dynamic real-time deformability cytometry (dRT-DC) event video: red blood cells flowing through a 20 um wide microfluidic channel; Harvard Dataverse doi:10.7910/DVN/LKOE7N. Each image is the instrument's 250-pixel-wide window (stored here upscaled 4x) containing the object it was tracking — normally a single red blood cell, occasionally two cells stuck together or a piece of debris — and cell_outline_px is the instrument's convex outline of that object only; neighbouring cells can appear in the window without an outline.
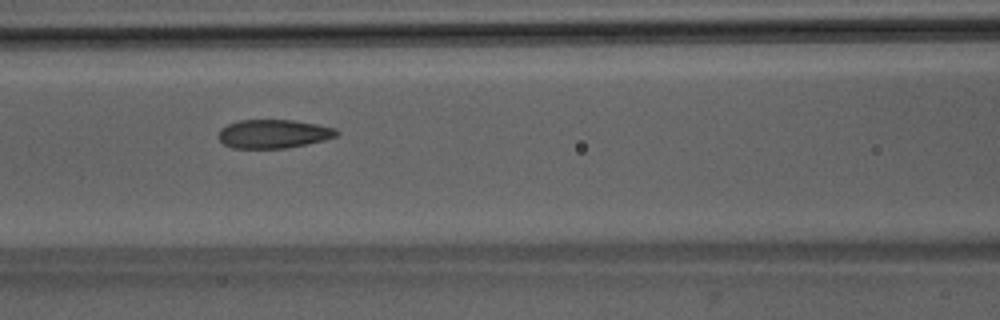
{"species": "Egyptian fruit bat (a non-hibernating species)", "species_latin": "Rousettus aegyptiacus", "temperature_condition": "room temperature", "stored_images_in_passage": 39, "camera_frame_rate_fps": 3000, "um_per_image_px": 0.085, "animal": {"sex": "male"}, "frame": {"image": 1, "passage_image": 10, "time_ms": 3.0, "image_size_px": [1000, 320], "cell_outline_px": [[340, 132], [336, 136], [324, 140], [308, 144], [284, 148], [232, 148], [224, 144], [216, 136], [220, 128], [228, 124], [240, 120], [292, 120], [316, 124], [336, 128]], "centroid_in_image_um": [23.23, 11.38], "position_along_channel_um": 143.4, "area_um2": 19.83}}
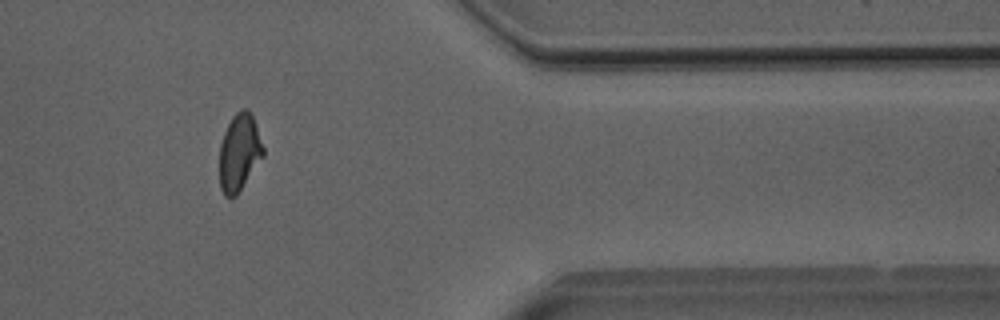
{"frame": {"image": 2, "passage_image": 30, "time_ms": 9.667, "image_size_px": [1000, 320], "cell_outline_px": [[264, 156], [236, 196], [224, 196], [220, 188], [220, 144], [224, 132], [232, 116], [240, 108], [248, 108], [252, 112], [264, 148]], "centroid_in_image_um": [20.35, 12.92], "position_along_channel_um": 391.0, "area_um2": 19.83}}
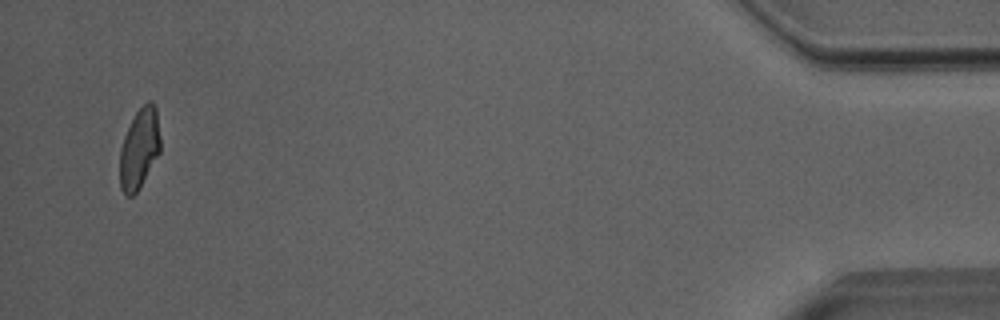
{"frame": {"image": 3, "passage_image": 37, "time_ms": 12.0, "image_size_px": [1000, 320], "cell_outline_px": [[160, 152], [136, 192], [132, 196], [124, 196], [120, 188], [120, 148], [124, 136], [136, 112], [148, 100], [152, 100], [156, 108], [160, 136]], "centroid_in_image_um": [11.84, 12.62], "position_along_channel_um": 423.4, "area_um2": 18.84}, "authors_computed_cell_mechanics": {"area_um2": 19.941, "velocity_mm_per_s": 4.0271, "shape_relaxation_time_tau1_ms": 8.3923, "shape_relaxation_time_tau2_ms": 1.5964, "deformation_change_tau1": 0.1975, "deformation_change_tau2": 0.0863}}